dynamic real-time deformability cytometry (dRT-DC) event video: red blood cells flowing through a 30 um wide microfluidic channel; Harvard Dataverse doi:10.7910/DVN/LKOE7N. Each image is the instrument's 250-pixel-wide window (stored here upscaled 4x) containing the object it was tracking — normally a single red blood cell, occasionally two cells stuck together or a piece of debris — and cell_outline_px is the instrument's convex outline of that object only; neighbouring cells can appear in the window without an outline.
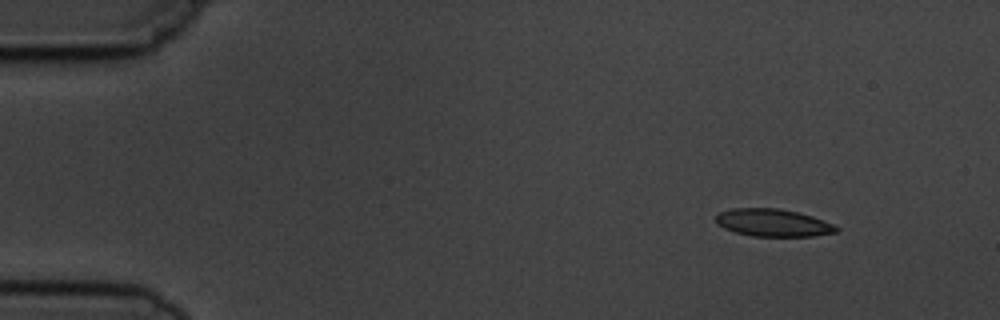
{"species": "common noctule bat (a hibernating species)", "species_latin": "Nyctalus noctula", "temperature_condition": "cold", "stored_images_in_passage": 4, "camera_frame_rate_fps": 3000, "um_per_image_px": 0.085, "animal": {"sex": "male", "body_mass_g": 19.5, "forearm_length_mm": 54.6}, "frame": {"image": 1, "passage_image": 1, "time_ms": 0.0, "image_size_px": [1000, 320], "cell_outline_px": [[840, 228], [836, 232], [812, 236], [752, 236], [736, 232], [724, 228], [716, 224], [716, 216], [720, 212], [732, 208], [776, 208], [796, 212], [812, 216], [824, 220]], "centroid_in_image_um": [65.69, 18.93], "position_along_channel_um": 19.3, "area_um2": 19.19}}
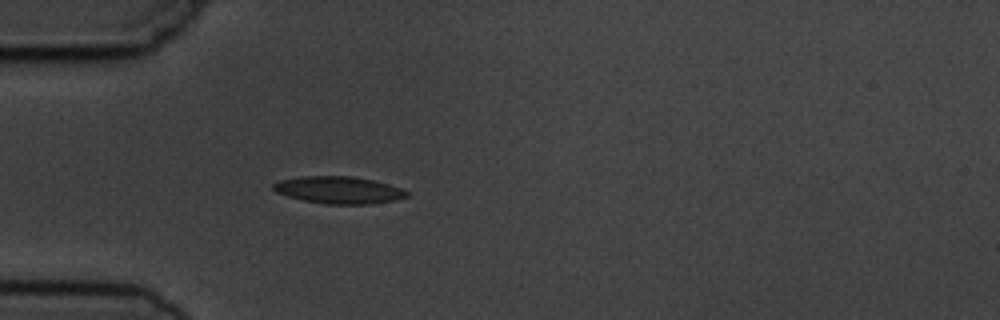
{"frame": {"image": 2, "passage_image": 4, "time_ms": 3.333, "image_size_px": [1000, 320], "cell_outline_px": [[408, 196], [396, 200], [368, 204], [324, 204], [304, 200], [288, 196], [276, 192], [272, 188], [272, 184], [280, 180], [300, 176], [352, 176], [372, 180], [388, 184], [400, 188], [408, 192]], "centroid_in_image_um": [28.77, 16.15], "position_along_channel_um": 56.2, "area_um2": 21.04}}